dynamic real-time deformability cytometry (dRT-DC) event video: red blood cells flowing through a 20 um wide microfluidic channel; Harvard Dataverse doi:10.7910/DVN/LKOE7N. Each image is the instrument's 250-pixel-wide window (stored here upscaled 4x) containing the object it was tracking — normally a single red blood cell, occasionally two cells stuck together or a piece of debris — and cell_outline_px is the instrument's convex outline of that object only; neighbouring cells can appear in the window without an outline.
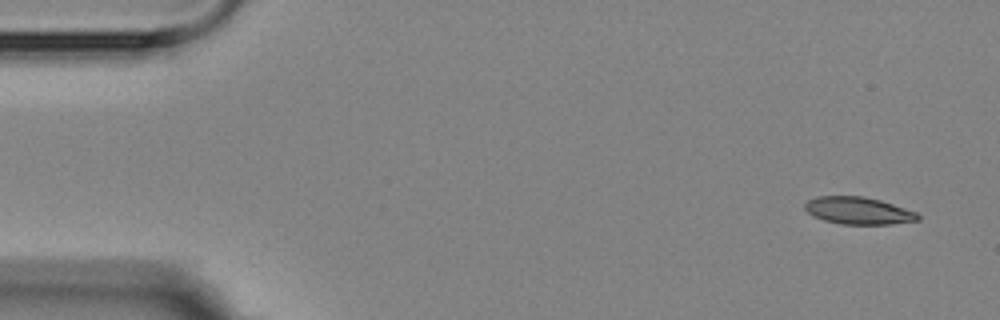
{"species": "Egyptian fruit bat (a non-hibernating species)", "species_latin": "Rousettus aegyptiacus", "temperature_condition": "room temperature", "stored_images_in_passage": 16, "camera_frame_rate_fps": 3000, "um_per_image_px": 0.085, "animal": {"sex": "female"}, "frame": {"image": 1, "passage_image": 1, "time_ms": 0.0, "image_size_px": [1000, 320], "cell_outline_px": [[920, 220], [892, 224], [840, 224], [824, 220], [812, 216], [804, 208], [804, 204], [808, 200], [816, 196], [864, 196], [880, 200], [916, 212], [920, 216]], "centroid_in_image_um": [72.94, 17.9], "position_along_channel_um": 12.1, "area_um2": 17.98}}
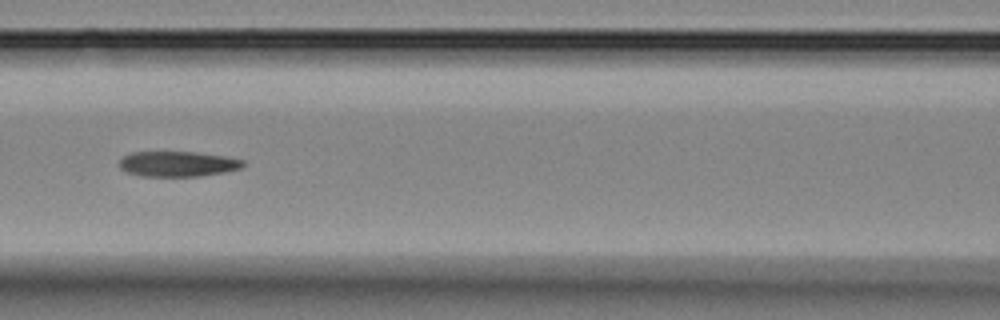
{"frame": {"image": 2, "passage_image": 7, "time_ms": 7.0, "image_size_px": [1000, 320], "cell_outline_px": [[244, 164], [240, 168], [224, 172], [200, 176], [140, 176], [124, 172], [120, 168], [120, 160], [124, 156], [132, 152], [196, 152], [224, 156], [244, 160]], "centroid_in_image_um": [15.08, 13.93], "position_along_channel_um": 151.5, "area_um2": 18.21}}
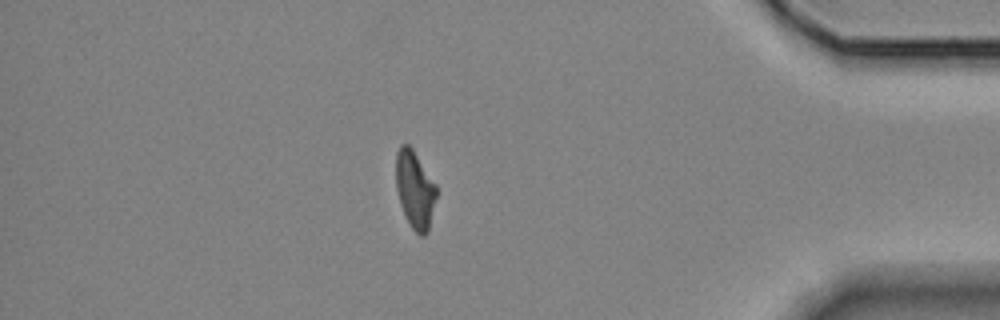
{"frame": {"image": 3, "passage_image": 14, "time_ms": 15.0, "image_size_px": [1000, 320], "cell_outline_px": [[436, 196], [428, 232], [424, 236], [420, 236], [412, 228], [400, 204], [396, 188], [396, 152], [400, 144], [408, 144], [412, 148], [436, 184]], "centroid_in_image_um": [35.26, 16.09], "position_along_channel_um": 399.9, "area_um2": 18.15}}